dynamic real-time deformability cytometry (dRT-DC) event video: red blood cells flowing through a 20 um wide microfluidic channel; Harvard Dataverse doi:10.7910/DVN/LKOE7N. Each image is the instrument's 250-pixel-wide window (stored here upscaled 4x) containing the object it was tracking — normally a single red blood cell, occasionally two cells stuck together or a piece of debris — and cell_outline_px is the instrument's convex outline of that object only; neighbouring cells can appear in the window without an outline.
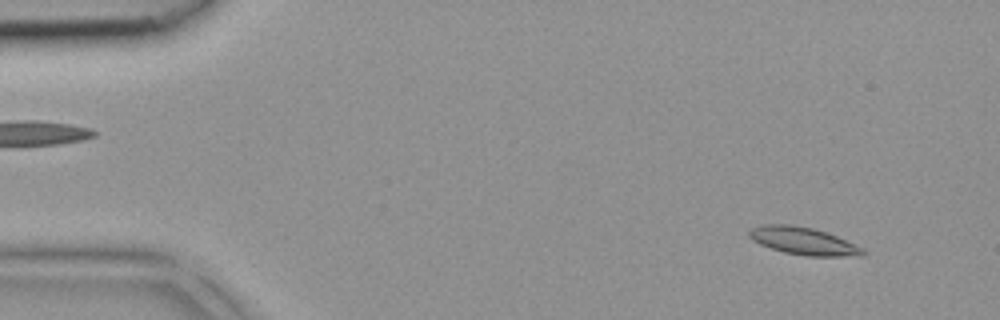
{"species": "common noctule bat (a hibernating species)", "species_latin": "Nyctalus noctula", "temperature_condition": "room temperature", "stored_images_in_passage": 11, "camera_frame_rate_fps": 3000, "um_per_image_px": 0.085, "animal": {"sex": "female", "body_mass_g": 18.4}, "frame": {"image": 1, "passage_image": 3, "time_ms": 0.667, "image_size_px": [1000, 320], "cell_outline_px": [[868, 252], [864, 256], [804, 256], [784, 252], [760, 244], [752, 240], [748, 236], [748, 232], [752, 228], [764, 224], [792, 224], [812, 228], [836, 236], [864, 248]], "centroid_in_image_um": [68.31, 20.49], "position_along_channel_um": 16.7, "area_um2": 18.26}}